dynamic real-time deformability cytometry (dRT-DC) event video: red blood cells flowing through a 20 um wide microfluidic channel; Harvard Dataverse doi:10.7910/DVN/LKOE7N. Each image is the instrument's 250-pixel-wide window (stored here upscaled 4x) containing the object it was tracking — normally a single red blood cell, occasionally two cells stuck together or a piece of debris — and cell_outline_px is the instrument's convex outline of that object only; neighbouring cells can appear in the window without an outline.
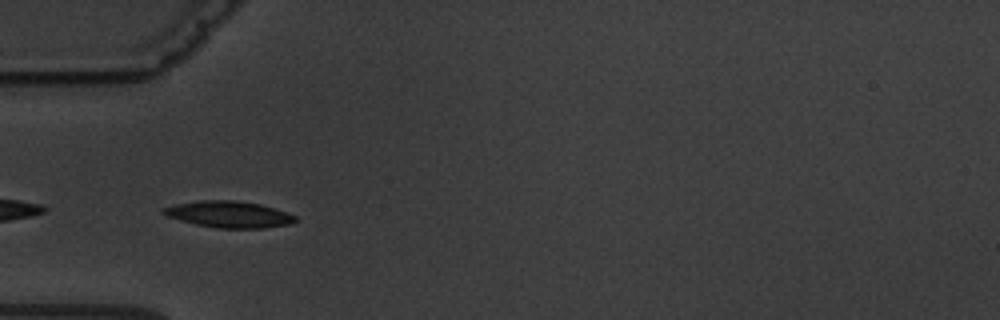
{"species": "common noctule bat (a hibernating species)", "species_latin": "Nyctalus noctula", "temperature_condition": "warm", "stored_images_in_passage": 6, "camera_frame_rate_fps": 3000, "um_per_image_px": 0.085, "animal": {"sex": "male", "body_mass_g": 19.5, "forearm_length_mm": 54.6}, "frame": {"image": 1, "passage_image": 5, "time_ms": 4.667, "image_size_px": [1000, 320], "cell_outline_px": [[296, 220], [292, 224], [264, 228], [216, 228], [196, 224], [180, 220], [168, 216], [160, 212], [160, 208], [176, 204], [200, 200], [232, 200], [260, 204], [296, 216]], "centroid_in_image_um": [19.42, 18.22], "position_along_channel_um": 65.6, "area_um2": 20.23}}
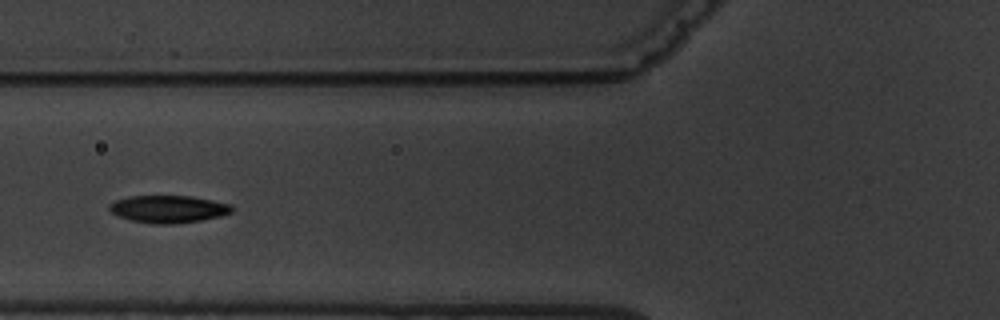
{"frame": {"image": 2, "passage_image": 6, "time_ms": 6.0, "image_size_px": [1000, 320], "cell_outline_px": [[232, 212], [220, 216], [200, 220], [176, 224], [152, 224], [132, 220], [116, 216], [108, 208], [108, 204], [116, 200], [128, 196], [192, 196], [232, 204]], "centroid_in_image_um": [14.29, 17.77], "position_along_channel_um": 111.5, "area_um2": 19.65}}